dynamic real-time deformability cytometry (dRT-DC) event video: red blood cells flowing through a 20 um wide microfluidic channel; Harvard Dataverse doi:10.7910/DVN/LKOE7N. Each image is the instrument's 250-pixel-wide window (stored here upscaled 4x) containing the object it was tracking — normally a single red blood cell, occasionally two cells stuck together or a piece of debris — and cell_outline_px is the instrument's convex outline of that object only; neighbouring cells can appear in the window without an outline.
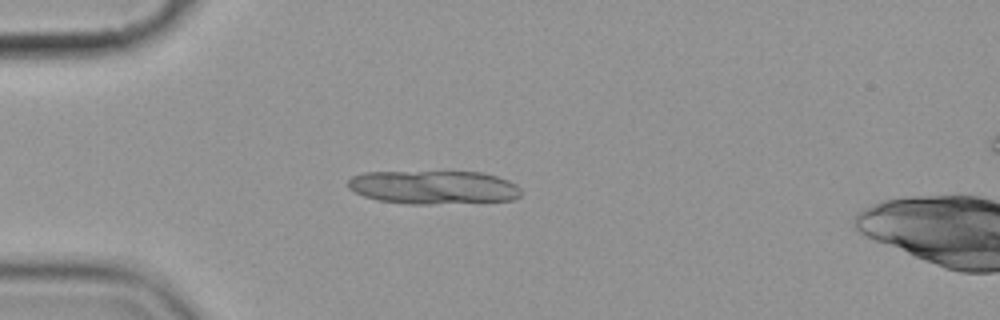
{"species": "common noctule bat (a hibernating species)", "species_latin": "Nyctalus noctula", "temperature_condition": "cold", "stored_images_in_passage": 4, "camera_frame_rate_fps": 3000, "um_per_image_px": 0.085, "animal": {"sex": "female", "body_mass_g": 19.9}, "frame": {"image": 1, "passage_image": 3, "time_ms": 2.333, "image_size_px": [1000, 320], "cell_outline_px": [[520, 196], [512, 200], [428, 204], [408, 204], [376, 200], [364, 196], [348, 188], [348, 180], [352, 176], [364, 172], [484, 172], [508, 180], [516, 184], [520, 188]], "centroid_in_image_um": [36.84, 15.92], "position_along_channel_um": 48.2, "area_um2": 33.81}}